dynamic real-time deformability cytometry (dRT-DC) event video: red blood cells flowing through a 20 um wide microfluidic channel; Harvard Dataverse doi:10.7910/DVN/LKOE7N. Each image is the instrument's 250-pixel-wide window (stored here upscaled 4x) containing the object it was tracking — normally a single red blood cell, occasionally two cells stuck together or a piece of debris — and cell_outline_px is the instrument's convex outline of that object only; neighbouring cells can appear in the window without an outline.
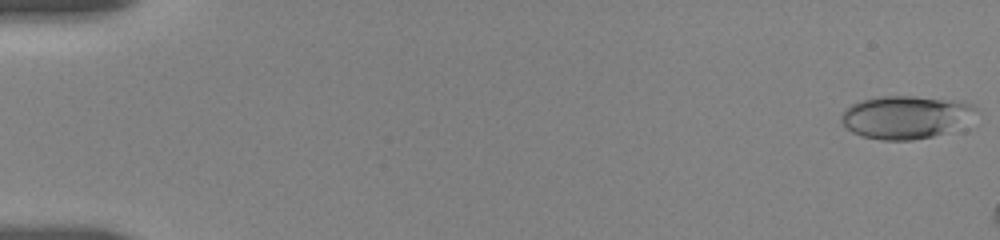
{"species": "human", "species_latin": "Homo sapiens", "temperature_condition": "room temperature", "stored_images_in_passage": 8, "camera_frame_rate_fps": 3000, "um_per_image_px": 0.085, "donor": {"sex": "female"}, "frame": {"image": 1, "passage_image": 1, "time_ms": 0.0, "image_size_px": [1000, 240], "cell_outline_px": [[980, 112], [956, 128], [932, 136], [912, 140], [880, 140], [860, 136], [852, 132], [840, 120], [844, 108], [852, 104], [864, 100], [884, 96], [916, 96], [952, 100], [972, 104]], "centroid_in_image_um": [76.97, 9.95], "position_along_channel_um": 8.0, "area_um2": 33.52}}